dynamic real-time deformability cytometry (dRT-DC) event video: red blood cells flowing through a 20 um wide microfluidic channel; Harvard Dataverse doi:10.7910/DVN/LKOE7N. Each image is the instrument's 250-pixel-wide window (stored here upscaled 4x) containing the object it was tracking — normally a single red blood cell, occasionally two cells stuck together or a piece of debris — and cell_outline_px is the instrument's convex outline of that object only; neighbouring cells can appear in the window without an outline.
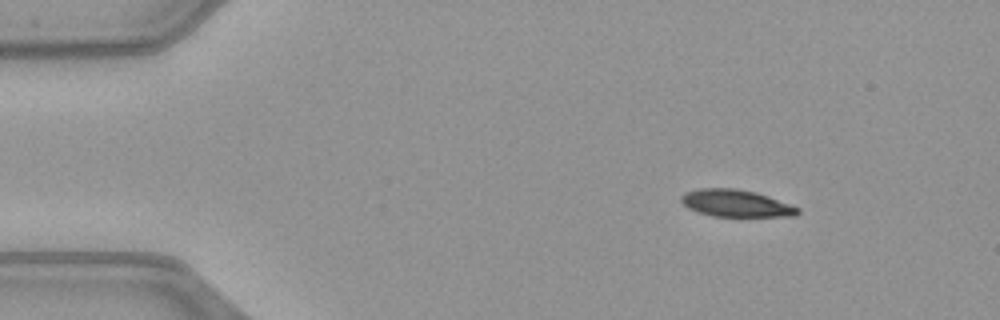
{"species": "common noctule bat (a hibernating species)", "species_latin": "Nyctalus noctula", "temperature_condition": "warm", "stored_images_in_passage": 45, "camera_frame_rate_fps": 3000, "um_per_image_px": 0.085, "animal": {"sex": "female", "body_mass_g": 21.9}, "frame": {"image": 1, "passage_image": 1, "time_ms": 0.0, "image_size_px": [1000, 320], "cell_outline_px": [[800, 212], [796, 216], [712, 216], [688, 208], [680, 200], [680, 196], [684, 192], [700, 188], [736, 188], [756, 192], [768, 196], [800, 208]], "centroid_in_image_um": [62.55, 17.27], "position_along_channel_um": 22.5, "area_um2": 18.38}}
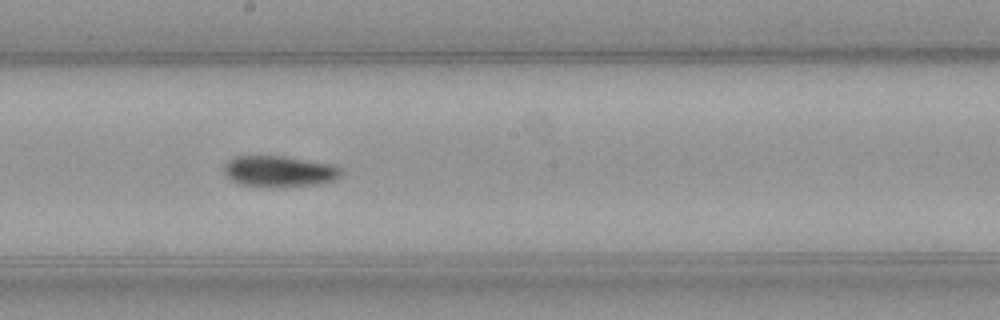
{"frame": {"image": 2, "passage_image": 22, "time_ms": 7.0, "image_size_px": [1000, 320], "cell_outline_px": [[344, 172], [336, 180], [320, 184], [288, 188], [280, 188], [240, 184], [224, 176], [224, 164], [228, 160], [236, 156], [284, 156], [332, 164], [340, 168]], "centroid_in_image_um": [23.76, 14.58], "position_along_channel_um": 224.4, "area_um2": 21.73}}
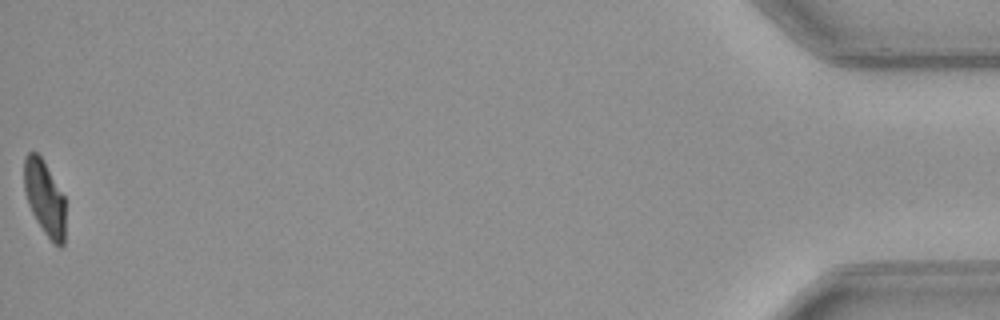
{"frame": {"image": 3, "passage_image": 45, "time_ms": 14.667, "image_size_px": [1000, 320], "cell_outline_px": [[64, 244], [60, 248], [44, 232], [36, 220], [28, 204], [24, 192], [24, 156], [28, 152], [36, 152], [40, 156], [64, 196]], "centroid_in_image_um": [3.77, 16.81], "position_along_channel_um": 431.4, "area_um2": 17.69}, "authors_computed_cell_mechanics": {"area_um2": 20.4034, "velocity_mm_per_s": 4.0604, "shape_relaxation_time_tau1_ms": 3.9979, "shape_relaxation_time_tau2_ms": null, "deformation_change_tau1": 0.1661, "deformation_change_tau2": null}}